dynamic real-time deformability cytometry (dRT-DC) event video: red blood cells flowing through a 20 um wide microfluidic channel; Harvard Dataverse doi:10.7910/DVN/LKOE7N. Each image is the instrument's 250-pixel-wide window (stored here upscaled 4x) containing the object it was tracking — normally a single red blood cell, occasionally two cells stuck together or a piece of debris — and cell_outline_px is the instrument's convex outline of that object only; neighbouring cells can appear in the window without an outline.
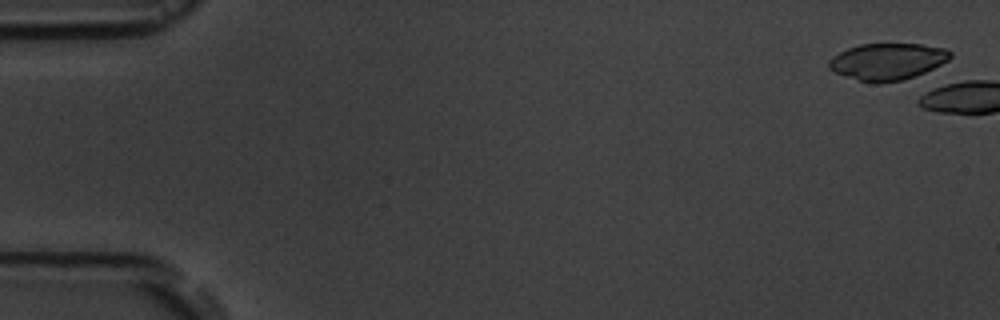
{"species": "common noctule bat (a hibernating species)", "species_latin": "Nyctalus noctula", "temperature_condition": "room temperature", "stored_images_in_passage": 6, "camera_frame_rate_fps": 3000, "um_per_image_px": 0.085, "animal": {"sex": "male", "body_mass_g": 19.5, "forearm_length_mm": 54.6}, "frame": {"image": 1, "passage_image": 1, "time_ms": 0.0, "image_size_px": [1000, 320], "cell_outline_px": [[952, 56], [948, 60], [916, 76], [904, 80], [880, 84], [876, 84], [860, 80], [836, 72], [828, 68], [828, 60], [832, 56], [848, 48], [860, 44], [924, 44], [944, 48], [952, 52]], "centroid_in_image_um": [75.44, 5.23], "position_along_channel_um": 9.6, "area_um2": 25.95}}